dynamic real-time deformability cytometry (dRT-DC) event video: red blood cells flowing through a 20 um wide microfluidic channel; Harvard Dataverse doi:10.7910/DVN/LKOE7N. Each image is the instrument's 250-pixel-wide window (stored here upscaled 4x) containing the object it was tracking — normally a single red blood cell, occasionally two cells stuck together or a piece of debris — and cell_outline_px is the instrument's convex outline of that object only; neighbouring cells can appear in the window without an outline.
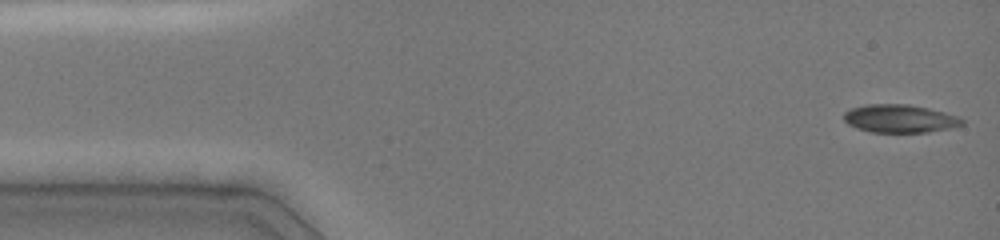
{"species": "common noctule bat (a hibernating species)", "species_latin": "Nyctalus noctula", "temperature_condition": "cold", "stored_images_in_passage": 4, "camera_frame_rate_fps": 3000, "um_per_image_px": 0.085, "animal": {"sex": "female", "body_mass_g": 19.0, "forearm_length_mm": 51.5}, "frame": {"image": 1, "passage_image": 1, "time_ms": 0.0, "image_size_px": [1000, 240], "cell_outline_px": [[964, 124], [952, 128], [928, 132], [872, 132], [856, 128], [848, 124], [844, 120], [844, 112], [852, 108], [868, 104], [908, 104], [928, 108], [944, 112], [956, 116], [964, 120]], "centroid_in_image_um": [76.49, 10.08], "position_along_channel_um": 8.5, "area_um2": 19.31}}
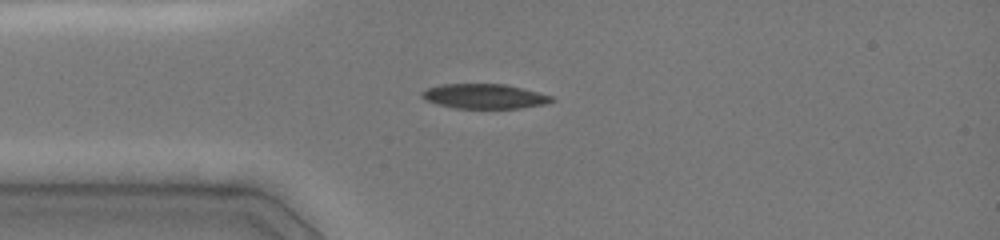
{"frame": {"image": 2, "passage_image": 4, "time_ms": 3.333, "image_size_px": [1000, 240], "cell_outline_px": [[556, 100], [544, 104], [520, 108], [456, 108], [436, 104], [424, 100], [420, 96], [420, 92], [428, 88], [440, 84], [504, 84], [552, 96]], "centroid_in_image_um": [41.11, 8.19], "position_along_channel_um": 43.9, "area_um2": 18.61}}